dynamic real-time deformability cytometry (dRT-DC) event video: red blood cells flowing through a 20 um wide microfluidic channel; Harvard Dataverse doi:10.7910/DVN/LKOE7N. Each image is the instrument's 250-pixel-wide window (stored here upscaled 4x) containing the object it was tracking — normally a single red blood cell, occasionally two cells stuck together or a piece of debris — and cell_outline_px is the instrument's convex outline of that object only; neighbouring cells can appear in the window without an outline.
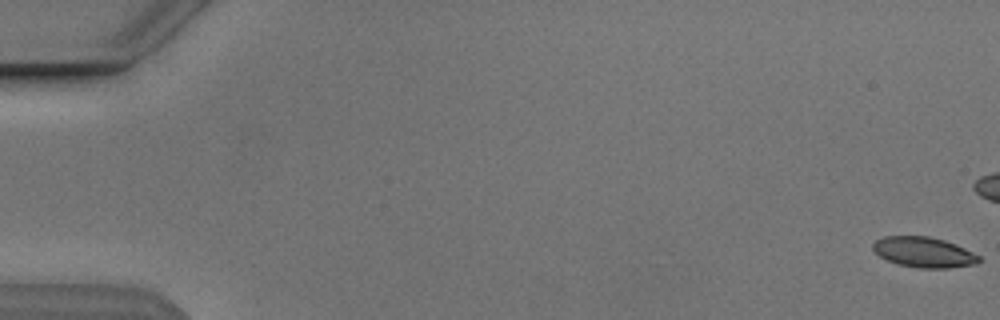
{"species": "Egyptian fruit bat (a non-hibernating species)", "species_latin": "Rousettus aegyptiacus", "temperature_condition": "cold", "stored_images_in_passage": 45, "camera_frame_rate_fps": 3000, "um_per_image_px": 0.085, "animal": {"sex": "male"}, "frame": {"image": 1, "passage_image": 1, "time_ms": 0.0, "image_size_px": [1000, 320], "cell_outline_px": [[980, 260], [976, 264], [948, 268], [920, 268], [896, 264], [880, 256], [872, 248], [872, 244], [876, 240], [884, 236], [928, 236], [944, 240], [956, 244], [980, 256]], "centroid_in_image_um": [78.52, 21.44], "position_along_channel_um": 6.5, "area_um2": 18.73}}
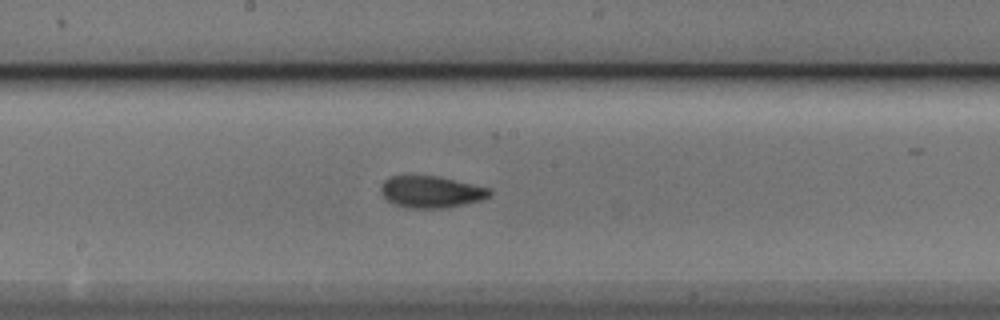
{"frame": {"image": 2, "passage_image": 30, "time_ms": 9.667, "image_size_px": [1000, 320], "cell_outline_px": [[492, 192], [484, 200], [444, 208], [404, 208], [392, 204], [380, 192], [380, 184], [388, 176], [440, 176], [492, 188]], "centroid_in_image_um": [36.65, 16.3], "position_along_channel_um": 211.6, "area_um2": 20.52}}
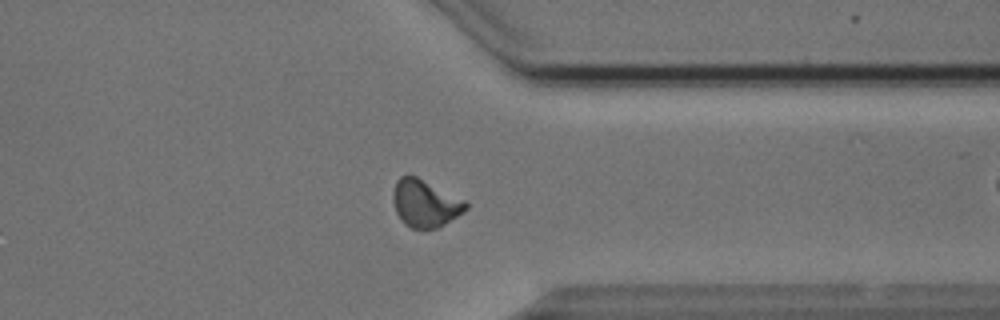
{"frame": {"image": 3, "passage_image": 43, "time_ms": 14.0, "image_size_px": [1000, 320], "cell_outline_px": [[468, 208], [464, 212], [444, 224], [436, 228], [412, 228], [404, 224], [396, 212], [392, 200], [392, 192], [396, 180], [400, 176], [408, 172], [468, 200]], "centroid_in_image_um": [36.14, 17.24], "position_along_channel_um": 375.3, "area_um2": 20.58}}